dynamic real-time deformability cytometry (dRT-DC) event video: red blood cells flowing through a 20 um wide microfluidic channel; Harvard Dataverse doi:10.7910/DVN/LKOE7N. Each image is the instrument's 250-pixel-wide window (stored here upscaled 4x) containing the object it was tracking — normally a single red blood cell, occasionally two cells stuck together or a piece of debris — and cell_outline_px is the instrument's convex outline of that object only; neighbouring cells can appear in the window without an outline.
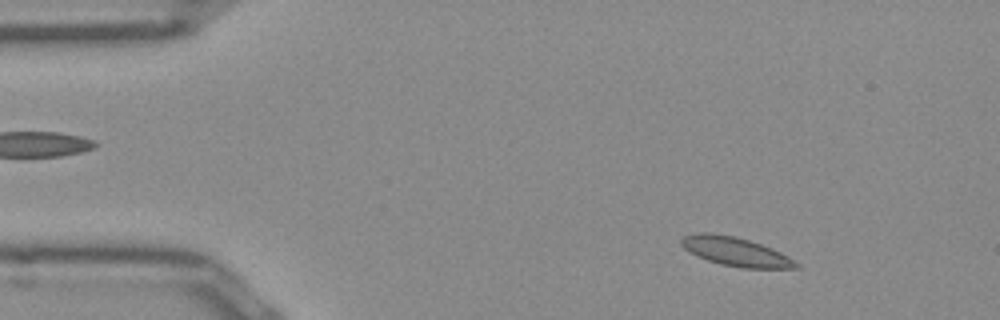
{"species": "Egyptian fruit bat (a non-hibernating species)", "species_latin": "Rousettus aegyptiacus", "temperature_condition": "room temperature", "stored_images_in_passage": 51, "camera_frame_rate_fps": 3000, "um_per_image_px": 0.085, "frame": {"image": 1, "passage_image": 6, "time_ms": 1.667, "image_size_px": [1000, 320], "cell_outline_px": [[800, 268], [740, 268], [720, 264], [696, 256], [684, 248], [680, 244], [680, 240], [684, 236], [700, 232], [704, 232], [736, 236], [772, 248], [788, 256], [800, 264]], "centroid_in_image_um": [62.53, 21.39], "position_along_channel_um": 22.5, "area_um2": 19.31}}
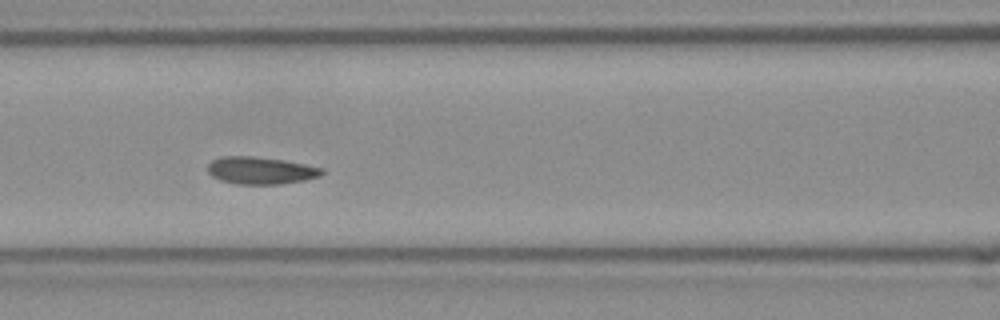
{"frame": {"image": 2, "passage_image": 21, "time_ms": 6.667, "image_size_px": [1000, 320], "cell_outline_px": [[324, 172], [320, 176], [304, 180], [280, 184], [236, 184], [220, 180], [212, 176], [208, 172], [208, 164], [212, 160], [220, 156], [252, 156], [284, 160], [324, 168]], "centroid_in_image_um": [22.15, 14.49], "position_along_channel_um": 144.5, "area_um2": 18.21}}
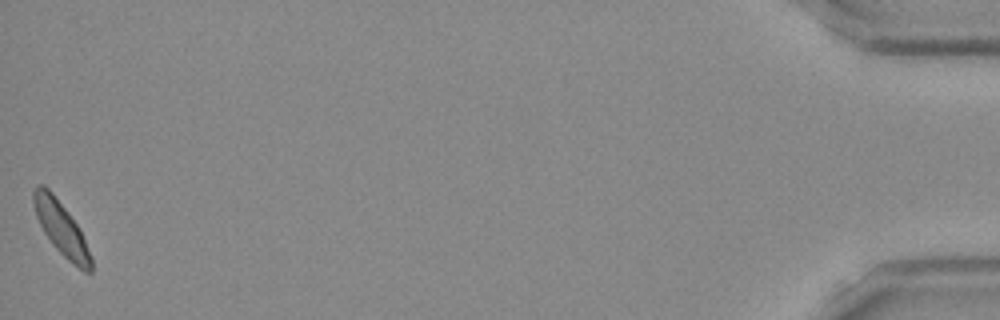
{"frame": {"image": 3, "passage_image": 51, "time_ms": 16.667, "image_size_px": [1000, 320], "cell_outline_px": [[92, 272], [84, 272], [72, 264], [52, 244], [44, 232], [36, 216], [32, 200], [32, 192], [36, 184], [44, 184], [52, 192], [68, 212], [80, 228], [92, 256]], "centroid_in_image_um": [5.21, 19.41], "position_along_channel_um": 430.0, "area_um2": 18.03}, "authors_computed_cell_mechanics": {"area_um2": 17.9758, "velocity_mm_per_s": 3.8701, "shape_relaxation_time_tau1_ms": 2.3034, "shape_relaxation_time_tau2_ms": null, "deformation_change_tau1": 0.0818, "deformation_change_tau2": null}}